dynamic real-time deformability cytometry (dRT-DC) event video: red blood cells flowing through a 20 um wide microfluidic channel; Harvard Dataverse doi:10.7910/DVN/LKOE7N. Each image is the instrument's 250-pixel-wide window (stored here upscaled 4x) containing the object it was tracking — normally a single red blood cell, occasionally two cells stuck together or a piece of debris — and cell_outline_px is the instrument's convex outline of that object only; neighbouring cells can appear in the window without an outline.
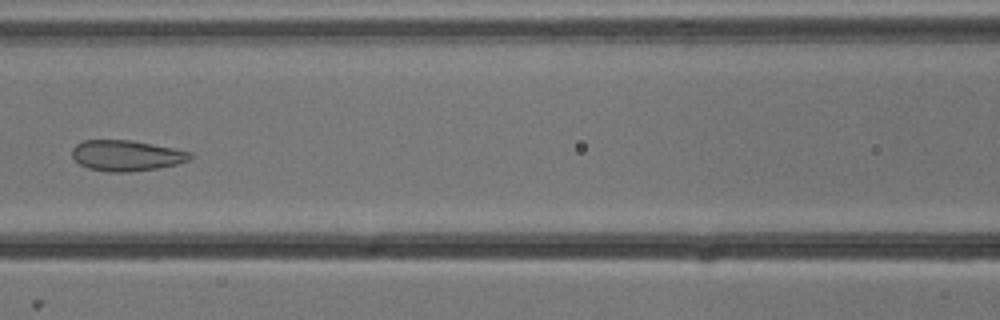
{"species": "common noctule bat (a hibernating species)", "species_latin": "Nyctalus noctula", "temperature_condition": "cold", "stored_images_in_passage": 6, "camera_frame_rate_fps": 3000, "um_per_image_px": 0.085, "animal": {"sex": "male", "body_mass_g": 13.3}, "frame": {"image": 1, "passage_image": 6, "time_ms": 1.667, "image_size_px": [1000, 320], "cell_outline_px": [[192, 160], [176, 164], [156, 168], [128, 172], [108, 172], [88, 168], [80, 164], [72, 156], [72, 148], [76, 144], [84, 140], [128, 140], [152, 144], [192, 152]], "centroid_in_image_um": [10.74, 13.22], "position_along_channel_um": 155.9, "area_um2": 21.04}}